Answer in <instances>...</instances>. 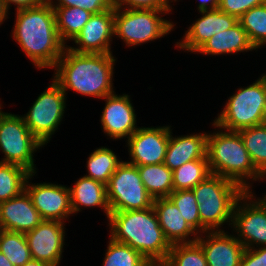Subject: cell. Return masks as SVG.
<instances>
[{
    "label": "cell",
    "instance_id": "6da1fadb",
    "mask_svg": "<svg viewBox=\"0 0 266 266\" xmlns=\"http://www.w3.org/2000/svg\"><path fill=\"white\" fill-rule=\"evenodd\" d=\"M15 15L11 37L36 68L54 69L66 45L59 38L51 3L18 9Z\"/></svg>",
    "mask_w": 266,
    "mask_h": 266
},
{
    "label": "cell",
    "instance_id": "1f68e13d",
    "mask_svg": "<svg viewBox=\"0 0 266 266\" xmlns=\"http://www.w3.org/2000/svg\"><path fill=\"white\" fill-rule=\"evenodd\" d=\"M107 250L102 266H149L150 263L129 245L108 241Z\"/></svg>",
    "mask_w": 266,
    "mask_h": 266
},
{
    "label": "cell",
    "instance_id": "f546056e",
    "mask_svg": "<svg viewBox=\"0 0 266 266\" xmlns=\"http://www.w3.org/2000/svg\"><path fill=\"white\" fill-rule=\"evenodd\" d=\"M0 252L14 266H23L32 259L25 234L19 232L1 229Z\"/></svg>",
    "mask_w": 266,
    "mask_h": 266
},
{
    "label": "cell",
    "instance_id": "4dcf8cb0",
    "mask_svg": "<svg viewBox=\"0 0 266 266\" xmlns=\"http://www.w3.org/2000/svg\"><path fill=\"white\" fill-rule=\"evenodd\" d=\"M238 21L257 51L266 45V3L251 8Z\"/></svg>",
    "mask_w": 266,
    "mask_h": 266
},
{
    "label": "cell",
    "instance_id": "3957f363",
    "mask_svg": "<svg viewBox=\"0 0 266 266\" xmlns=\"http://www.w3.org/2000/svg\"><path fill=\"white\" fill-rule=\"evenodd\" d=\"M109 238L137 250L150 264L163 263L171 249L153 207L111 212Z\"/></svg>",
    "mask_w": 266,
    "mask_h": 266
},
{
    "label": "cell",
    "instance_id": "ac0fdd59",
    "mask_svg": "<svg viewBox=\"0 0 266 266\" xmlns=\"http://www.w3.org/2000/svg\"><path fill=\"white\" fill-rule=\"evenodd\" d=\"M227 231H206L196 242L204 251L208 266H240L244 245ZM206 236V237H205Z\"/></svg>",
    "mask_w": 266,
    "mask_h": 266
},
{
    "label": "cell",
    "instance_id": "d590c367",
    "mask_svg": "<svg viewBox=\"0 0 266 266\" xmlns=\"http://www.w3.org/2000/svg\"><path fill=\"white\" fill-rule=\"evenodd\" d=\"M265 3L266 0H220L218 9L239 19L251 8Z\"/></svg>",
    "mask_w": 266,
    "mask_h": 266
},
{
    "label": "cell",
    "instance_id": "d6986e66",
    "mask_svg": "<svg viewBox=\"0 0 266 266\" xmlns=\"http://www.w3.org/2000/svg\"><path fill=\"white\" fill-rule=\"evenodd\" d=\"M42 221L44 220L25 190L17 197L0 202V228L3 230L25 234Z\"/></svg>",
    "mask_w": 266,
    "mask_h": 266
},
{
    "label": "cell",
    "instance_id": "5b68a950",
    "mask_svg": "<svg viewBox=\"0 0 266 266\" xmlns=\"http://www.w3.org/2000/svg\"><path fill=\"white\" fill-rule=\"evenodd\" d=\"M198 204L201 234L223 231L224 224L232 225L237 200L245 191L235 182L211 174L192 189Z\"/></svg>",
    "mask_w": 266,
    "mask_h": 266
},
{
    "label": "cell",
    "instance_id": "4fadbf2b",
    "mask_svg": "<svg viewBox=\"0 0 266 266\" xmlns=\"http://www.w3.org/2000/svg\"><path fill=\"white\" fill-rule=\"evenodd\" d=\"M171 126L139 127L127 140L130 161L136 166L164 163Z\"/></svg>",
    "mask_w": 266,
    "mask_h": 266
},
{
    "label": "cell",
    "instance_id": "74e56055",
    "mask_svg": "<svg viewBox=\"0 0 266 266\" xmlns=\"http://www.w3.org/2000/svg\"><path fill=\"white\" fill-rule=\"evenodd\" d=\"M240 266H266V246L245 249Z\"/></svg>",
    "mask_w": 266,
    "mask_h": 266
},
{
    "label": "cell",
    "instance_id": "cb8c5ba5",
    "mask_svg": "<svg viewBox=\"0 0 266 266\" xmlns=\"http://www.w3.org/2000/svg\"><path fill=\"white\" fill-rule=\"evenodd\" d=\"M140 178L154 198L168 197L173 191V171L164 163L137 166Z\"/></svg>",
    "mask_w": 266,
    "mask_h": 266
},
{
    "label": "cell",
    "instance_id": "603a6c76",
    "mask_svg": "<svg viewBox=\"0 0 266 266\" xmlns=\"http://www.w3.org/2000/svg\"><path fill=\"white\" fill-rule=\"evenodd\" d=\"M73 214L82 211L81 207H100L109 219L111 210L107 199L106 185L89 177H80L69 187Z\"/></svg>",
    "mask_w": 266,
    "mask_h": 266
},
{
    "label": "cell",
    "instance_id": "8fae6325",
    "mask_svg": "<svg viewBox=\"0 0 266 266\" xmlns=\"http://www.w3.org/2000/svg\"><path fill=\"white\" fill-rule=\"evenodd\" d=\"M255 198L252 191H246L237 200L230 226L245 249L266 246V207Z\"/></svg>",
    "mask_w": 266,
    "mask_h": 266
},
{
    "label": "cell",
    "instance_id": "e0dca14e",
    "mask_svg": "<svg viewBox=\"0 0 266 266\" xmlns=\"http://www.w3.org/2000/svg\"><path fill=\"white\" fill-rule=\"evenodd\" d=\"M198 18L188 27L182 40L176 42V47L185 49L184 52L195 53L214 34L233 27L238 19L220 9L200 11Z\"/></svg>",
    "mask_w": 266,
    "mask_h": 266
},
{
    "label": "cell",
    "instance_id": "b9f144b4",
    "mask_svg": "<svg viewBox=\"0 0 266 266\" xmlns=\"http://www.w3.org/2000/svg\"><path fill=\"white\" fill-rule=\"evenodd\" d=\"M23 266H50V265L42 261L31 259L29 262L25 263Z\"/></svg>",
    "mask_w": 266,
    "mask_h": 266
},
{
    "label": "cell",
    "instance_id": "836d02e7",
    "mask_svg": "<svg viewBox=\"0 0 266 266\" xmlns=\"http://www.w3.org/2000/svg\"><path fill=\"white\" fill-rule=\"evenodd\" d=\"M168 198L179 209L187 224L198 234H201V222L198 204L192 190L172 191Z\"/></svg>",
    "mask_w": 266,
    "mask_h": 266
},
{
    "label": "cell",
    "instance_id": "7402d4cb",
    "mask_svg": "<svg viewBox=\"0 0 266 266\" xmlns=\"http://www.w3.org/2000/svg\"><path fill=\"white\" fill-rule=\"evenodd\" d=\"M256 50L249 40L247 32L239 21L231 28L214 34L196 52L203 55H224Z\"/></svg>",
    "mask_w": 266,
    "mask_h": 266
},
{
    "label": "cell",
    "instance_id": "484cf974",
    "mask_svg": "<svg viewBox=\"0 0 266 266\" xmlns=\"http://www.w3.org/2000/svg\"><path fill=\"white\" fill-rule=\"evenodd\" d=\"M122 162L123 161L118 159L117 154H115L110 148H96L87 159L86 167L88 174L84 176L106 185Z\"/></svg>",
    "mask_w": 266,
    "mask_h": 266
},
{
    "label": "cell",
    "instance_id": "d4e9b609",
    "mask_svg": "<svg viewBox=\"0 0 266 266\" xmlns=\"http://www.w3.org/2000/svg\"><path fill=\"white\" fill-rule=\"evenodd\" d=\"M53 9L59 38L66 46L67 41H72L93 15L78 7H53Z\"/></svg>",
    "mask_w": 266,
    "mask_h": 266
},
{
    "label": "cell",
    "instance_id": "bcb514c9",
    "mask_svg": "<svg viewBox=\"0 0 266 266\" xmlns=\"http://www.w3.org/2000/svg\"><path fill=\"white\" fill-rule=\"evenodd\" d=\"M1 102V101H0ZM6 112H3L2 111V106H1V103H0V120L1 118L3 117V115L5 114Z\"/></svg>",
    "mask_w": 266,
    "mask_h": 266
},
{
    "label": "cell",
    "instance_id": "d6a6232c",
    "mask_svg": "<svg viewBox=\"0 0 266 266\" xmlns=\"http://www.w3.org/2000/svg\"><path fill=\"white\" fill-rule=\"evenodd\" d=\"M165 266H208L203 249L197 243L173 244Z\"/></svg>",
    "mask_w": 266,
    "mask_h": 266
},
{
    "label": "cell",
    "instance_id": "277c9868",
    "mask_svg": "<svg viewBox=\"0 0 266 266\" xmlns=\"http://www.w3.org/2000/svg\"><path fill=\"white\" fill-rule=\"evenodd\" d=\"M212 125L219 130L207 136V158L211 174L235 182L245 192L253 191L249 180L259 181L260 172L254 167L240 134L225 129L223 131L213 122Z\"/></svg>",
    "mask_w": 266,
    "mask_h": 266
},
{
    "label": "cell",
    "instance_id": "52a82bcc",
    "mask_svg": "<svg viewBox=\"0 0 266 266\" xmlns=\"http://www.w3.org/2000/svg\"><path fill=\"white\" fill-rule=\"evenodd\" d=\"M172 9H129L114 7V36L126 46H137L164 37L174 23L163 18Z\"/></svg>",
    "mask_w": 266,
    "mask_h": 266
},
{
    "label": "cell",
    "instance_id": "7a4b0ae2",
    "mask_svg": "<svg viewBox=\"0 0 266 266\" xmlns=\"http://www.w3.org/2000/svg\"><path fill=\"white\" fill-rule=\"evenodd\" d=\"M113 53H76L65 47L55 65L53 80L66 91L103 99L113 94Z\"/></svg>",
    "mask_w": 266,
    "mask_h": 266
},
{
    "label": "cell",
    "instance_id": "7c38bea8",
    "mask_svg": "<svg viewBox=\"0 0 266 266\" xmlns=\"http://www.w3.org/2000/svg\"><path fill=\"white\" fill-rule=\"evenodd\" d=\"M33 176L35 173L29 174L25 183V191L42 219L66 222L69 216L73 215L69 187L49 182L33 184L29 182Z\"/></svg>",
    "mask_w": 266,
    "mask_h": 266
},
{
    "label": "cell",
    "instance_id": "e575fe53",
    "mask_svg": "<svg viewBox=\"0 0 266 266\" xmlns=\"http://www.w3.org/2000/svg\"><path fill=\"white\" fill-rule=\"evenodd\" d=\"M52 7H78L98 14L113 7L112 0H48Z\"/></svg>",
    "mask_w": 266,
    "mask_h": 266
},
{
    "label": "cell",
    "instance_id": "9c48e42d",
    "mask_svg": "<svg viewBox=\"0 0 266 266\" xmlns=\"http://www.w3.org/2000/svg\"><path fill=\"white\" fill-rule=\"evenodd\" d=\"M111 212L144 210L153 207L154 198L145 189L138 167L123 161L106 184Z\"/></svg>",
    "mask_w": 266,
    "mask_h": 266
},
{
    "label": "cell",
    "instance_id": "5bb4252c",
    "mask_svg": "<svg viewBox=\"0 0 266 266\" xmlns=\"http://www.w3.org/2000/svg\"><path fill=\"white\" fill-rule=\"evenodd\" d=\"M65 224L44 220L36 228L25 233L32 259L50 266H59L65 245Z\"/></svg>",
    "mask_w": 266,
    "mask_h": 266
},
{
    "label": "cell",
    "instance_id": "4316f807",
    "mask_svg": "<svg viewBox=\"0 0 266 266\" xmlns=\"http://www.w3.org/2000/svg\"><path fill=\"white\" fill-rule=\"evenodd\" d=\"M209 175L211 171L208 159L186 162L173 171V191L192 190Z\"/></svg>",
    "mask_w": 266,
    "mask_h": 266
},
{
    "label": "cell",
    "instance_id": "f6af8a7d",
    "mask_svg": "<svg viewBox=\"0 0 266 266\" xmlns=\"http://www.w3.org/2000/svg\"><path fill=\"white\" fill-rule=\"evenodd\" d=\"M259 201L266 207V195H264L263 197H258Z\"/></svg>",
    "mask_w": 266,
    "mask_h": 266
},
{
    "label": "cell",
    "instance_id": "30bf717a",
    "mask_svg": "<svg viewBox=\"0 0 266 266\" xmlns=\"http://www.w3.org/2000/svg\"><path fill=\"white\" fill-rule=\"evenodd\" d=\"M66 99L62 88L52 80L49 87H46L22 116L25 125L42 145L50 142L52 135L59 129L65 113Z\"/></svg>",
    "mask_w": 266,
    "mask_h": 266
},
{
    "label": "cell",
    "instance_id": "ffe728a7",
    "mask_svg": "<svg viewBox=\"0 0 266 266\" xmlns=\"http://www.w3.org/2000/svg\"><path fill=\"white\" fill-rule=\"evenodd\" d=\"M153 208L171 245L196 242L199 235L187 224L179 209L168 197L154 199Z\"/></svg>",
    "mask_w": 266,
    "mask_h": 266
},
{
    "label": "cell",
    "instance_id": "8d00e7d4",
    "mask_svg": "<svg viewBox=\"0 0 266 266\" xmlns=\"http://www.w3.org/2000/svg\"><path fill=\"white\" fill-rule=\"evenodd\" d=\"M113 6L129 9H172V0H112Z\"/></svg>",
    "mask_w": 266,
    "mask_h": 266
},
{
    "label": "cell",
    "instance_id": "f35d334b",
    "mask_svg": "<svg viewBox=\"0 0 266 266\" xmlns=\"http://www.w3.org/2000/svg\"><path fill=\"white\" fill-rule=\"evenodd\" d=\"M47 0H3L4 6L8 12H10L11 4L16 6L17 9L31 8L43 4Z\"/></svg>",
    "mask_w": 266,
    "mask_h": 266
},
{
    "label": "cell",
    "instance_id": "60d3db41",
    "mask_svg": "<svg viewBox=\"0 0 266 266\" xmlns=\"http://www.w3.org/2000/svg\"><path fill=\"white\" fill-rule=\"evenodd\" d=\"M8 11L6 10L3 0H0V25L8 18Z\"/></svg>",
    "mask_w": 266,
    "mask_h": 266
},
{
    "label": "cell",
    "instance_id": "7dc6e473",
    "mask_svg": "<svg viewBox=\"0 0 266 266\" xmlns=\"http://www.w3.org/2000/svg\"><path fill=\"white\" fill-rule=\"evenodd\" d=\"M149 266H165L163 263L150 264Z\"/></svg>",
    "mask_w": 266,
    "mask_h": 266
},
{
    "label": "cell",
    "instance_id": "9a60e30c",
    "mask_svg": "<svg viewBox=\"0 0 266 266\" xmlns=\"http://www.w3.org/2000/svg\"><path fill=\"white\" fill-rule=\"evenodd\" d=\"M115 93L103 98L105 106L100 117L101 128L110 139H128L139 128L135 109L130 95Z\"/></svg>",
    "mask_w": 266,
    "mask_h": 266
},
{
    "label": "cell",
    "instance_id": "7bdbcfd3",
    "mask_svg": "<svg viewBox=\"0 0 266 266\" xmlns=\"http://www.w3.org/2000/svg\"><path fill=\"white\" fill-rule=\"evenodd\" d=\"M0 266H14L2 252H0Z\"/></svg>",
    "mask_w": 266,
    "mask_h": 266
},
{
    "label": "cell",
    "instance_id": "8992f818",
    "mask_svg": "<svg viewBox=\"0 0 266 266\" xmlns=\"http://www.w3.org/2000/svg\"><path fill=\"white\" fill-rule=\"evenodd\" d=\"M214 124L229 131H240L266 122V73L228 97Z\"/></svg>",
    "mask_w": 266,
    "mask_h": 266
},
{
    "label": "cell",
    "instance_id": "ab89813d",
    "mask_svg": "<svg viewBox=\"0 0 266 266\" xmlns=\"http://www.w3.org/2000/svg\"><path fill=\"white\" fill-rule=\"evenodd\" d=\"M219 2L220 0H199L198 12L218 9Z\"/></svg>",
    "mask_w": 266,
    "mask_h": 266
},
{
    "label": "cell",
    "instance_id": "ba28073f",
    "mask_svg": "<svg viewBox=\"0 0 266 266\" xmlns=\"http://www.w3.org/2000/svg\"><path fill=\"white\" fill-rule=\"evenodd\" d=\"M44 145L30 132L22 116L5 113L0 120V151L4 153L2 163L15 164L37 173L34 152Z\"/></svg>",
    "mask_w": 266,
    "mask_h": 266
},
{
    "label": "cell",
    "instance_id": "f1b7e54d",
    "mask_svg": "<svg viewBox=\"0 0 266 266\" xmlns=\"http://www.w3.org/2000/svg\"><path fill=\"white\" fill-rule=\"evenodd\" d=\"M254 167L266 168V123L238 131Z\"/></svg>",
    "mask_w": 266,
    "mask_h": 266
},
{
    "label": "cell",
    "instance_id": "2e32d148",
    "mask_svg": "<svg viewBox=\"0 0 266 266\" xmlns=\"http://www.w3.org/2000/svg\"><path fill=\"white\" fill-rule=\"evenodd\" d=\"M114 36V6L93 14L78 35L72 40L76 47H66L76 53H112L111 39Z\"/></svg>",
    "mask_w": 266,
    "mask_h": 266
},
{
    "label": "cell",
    "instance_id": "ee69618b",
    "mask_svg": "<svg viewBox=\"0 0 266 266\" xmlns=\"http://www.w3.org/2000/svg\"><path fill=\"white\" fill-rule=\"evenodd\" d=\"M266 178V168H264L261 172H260V178L259 181L263 180Z\"/></svg>",
    "mask_w": 266,
    "mask_h": 266
},
{
    "label": "cell",
    "instance_id": "83f0119b",
    "mask_svg": "<svg viewBox=\"0 0 266 266\" xmlns=\"http://www.w3.org/2000/svg\"><path fill=\"white\" fill-rule=\"evenodd\" d=\"M29 174L21 166L0 162V202L19 196L25 190Z\"/></svg>",
    "mask_w": 266,
    "mask_h": 266
},
{
    "label": "cell",
    "instance_id": "44dd1931",
    "mask_svg": "<svg viewBox=\"0 0 266 266\" xmlns=\"http://www.w3.org/2000/svg\"><path fill=\"white\" fill-rule=\"evenodd\" d=\"M170 131L169 143L166 150L164 164L171 170L181 167L186 162L207 158L208 133H194L175 136Z\"/></svg>",
    "mask_w": 266,
    "mask_h": 266
}]
</instances>
